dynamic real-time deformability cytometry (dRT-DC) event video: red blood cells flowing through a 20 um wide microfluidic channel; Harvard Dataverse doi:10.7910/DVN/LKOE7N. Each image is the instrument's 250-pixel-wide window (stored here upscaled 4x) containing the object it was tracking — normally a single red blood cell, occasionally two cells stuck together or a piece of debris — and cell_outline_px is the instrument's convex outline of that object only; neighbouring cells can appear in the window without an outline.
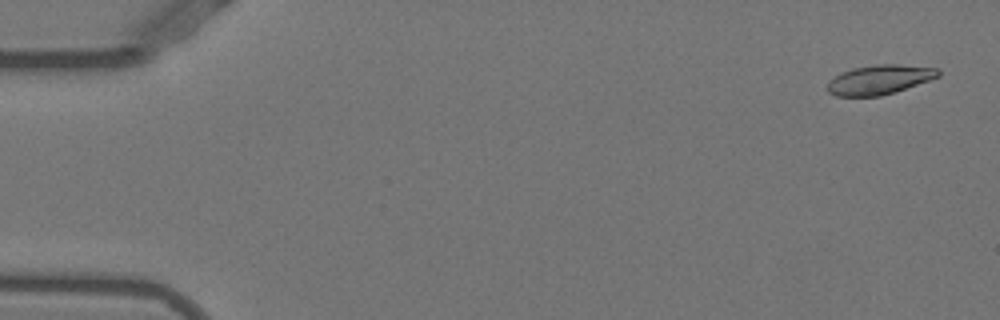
{"species": "Egyptian fruit bat (a non-hibernating species)", "species_latin": "Rousettus aegyptiacus", "temperature_condition": "warm", "stored_images_in_passage": 19, "camera_frame_rate_fps": 3000, "um_per_image_px": 0.085, "animal": {"sex": "female"}, "frame": {"image": 1, "passage_image": 2, "time_ms": 0.333, "image_size_px": [1000, 320], "cell_outline_px": [[940, 76], [880, 96], [836, 96], [828, 92], [828, 80], [840, 72], [852, 68], [876, 64], [896, 64], [940, 68]], "centroid_in_image_um": [74.71, 6.75], "position_along_channel_um": 10.3, "area_um2": 18.9}}
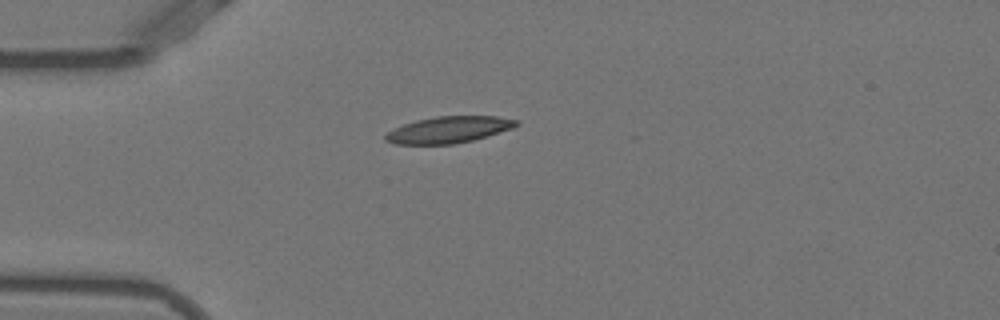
{"frame": {"image": 2, "passage_image": 14, "time_ms": 4.333, "image_size_px": [1000, 320], "cell_outline_px": [[520, 124], [512, 128], [472, 140], [452, 144], [392, 144], [384, 140], [384, 136], [388, 132], [404, 124], [416, 120], [436, 116], [496, 116], [516, 120]], "centroid_in_image_um": [38.1, 11.02], "position_along_channel_um": 46.9, "area_um2": 20.0}}